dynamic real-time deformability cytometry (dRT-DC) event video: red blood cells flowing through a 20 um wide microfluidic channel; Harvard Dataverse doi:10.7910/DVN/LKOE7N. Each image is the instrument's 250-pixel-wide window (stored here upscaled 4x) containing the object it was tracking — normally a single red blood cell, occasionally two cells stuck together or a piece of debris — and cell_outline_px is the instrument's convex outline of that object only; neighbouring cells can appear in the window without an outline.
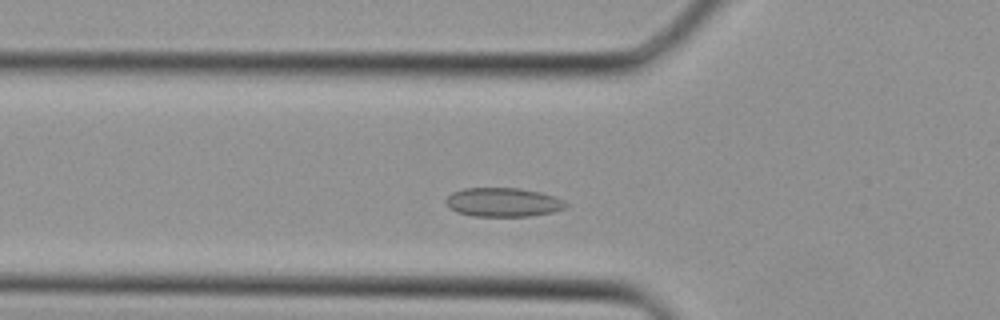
{"species": "Egyptian fruit bat (a non-hibernating species)", "species_latin": "Rousettus aegyptiacus", "temperature_condition": "cold", "stored_images_in_passage": 31, "camera_frame_rate_fps": 3000, "um_per_image_px": 0.085, "animal": {"sex": "female"}, "frame": {"image": 1, "passage_image": 7, "time_ms": 2.0, "image_size_px": [1000, 320], "cell_outline_px": [[568, 204], [564, 208], [552, 212], [528, 216], [472, 216], [456, 212], [448, 208], [444, 200], [452, 192], [464, 188], [520, 188], [540, 192], [564, 200]], "centroid_in_image_um": [42.71, 17.19], "position_along_channel_um": 83.1, "area_um2": 20.29}}
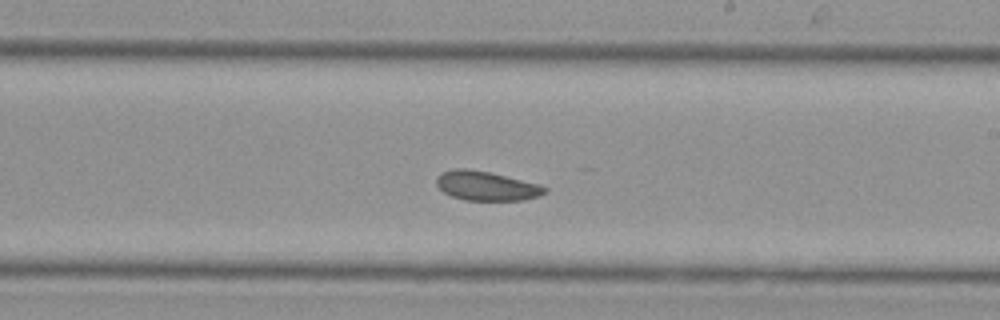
{"frame": {"image": 2, "passage_image": 16, "time_ms": 5.0, "image_size_px": [1000, 320], "cell_outline_px": [[548, 188], [544, 192], [536, 196], [524, 200], [464, 200], [452, 196], [444, 192], [436, 184], [436, 176], [440, 172], [452, 168], [468, 168], [488, 172], [536, 184]], "centroid_in_image_um": [41.24, 15.79], "position_along_channel_um": 247.8, "area_um2": 18.21}}
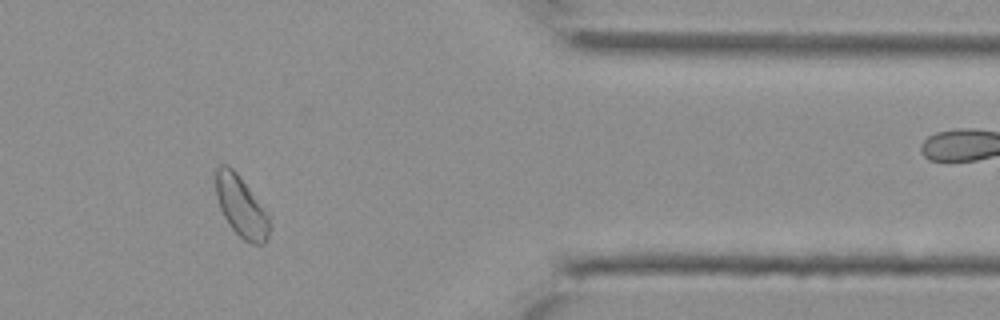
{"frame": {"image": 3, "passage_image": 25, "time_ms": 8.0, "image_size_px": [1000, 320], "cell_outline_px": [[272, 224], [268, 240], [264, 244], [252, 244], [244, 240], [232, 228], [224, 216], [220, 208], [216, 196], [212, 168], [220, 164], [228, 164], [236, 172], [248, 188], [268, 216]], "centroid_in_image_um": [20.45, 17.52], "position_along_channel_um": 390.9, "area_um2": 19.25}}